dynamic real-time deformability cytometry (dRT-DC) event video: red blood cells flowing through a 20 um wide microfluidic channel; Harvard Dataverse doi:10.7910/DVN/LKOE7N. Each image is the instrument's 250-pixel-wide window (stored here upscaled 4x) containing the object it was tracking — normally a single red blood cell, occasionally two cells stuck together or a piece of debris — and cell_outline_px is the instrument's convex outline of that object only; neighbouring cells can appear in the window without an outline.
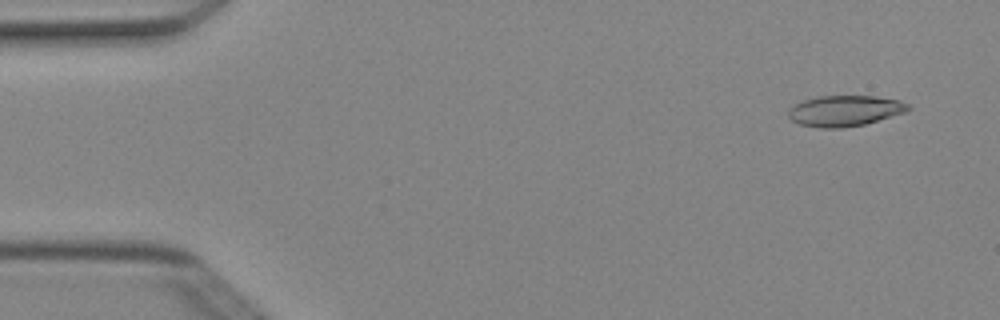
{"species": "Egyptian fruit bat (a non-hibernating species)", "species_latin": "Rousettus aegyptiacus", "temperature_condition": "cold", "stored_images_in_passage": 4, "camera_frame_rate_fps": 3000, "um_per_image_px": 0.085, "animal": {"sex": "female"}, "frame": {"image": 1, "passage_image": 1, "time_ms": 0.0, "image_size_px": [1000, 320], "cell_outline_px": [[912, 108], [904, 112], [864, 124], [840, 128], [820, 128], [800, 124], [792, 120], [788, 116], [788, 108], [804, 100], [820, 96], [876, 96], [900, 100], [908, 104]], "centroid_in_image_um": [71.8, 9.41], "position_along_channel_um": 13.2, "area_um2": 21.33}}
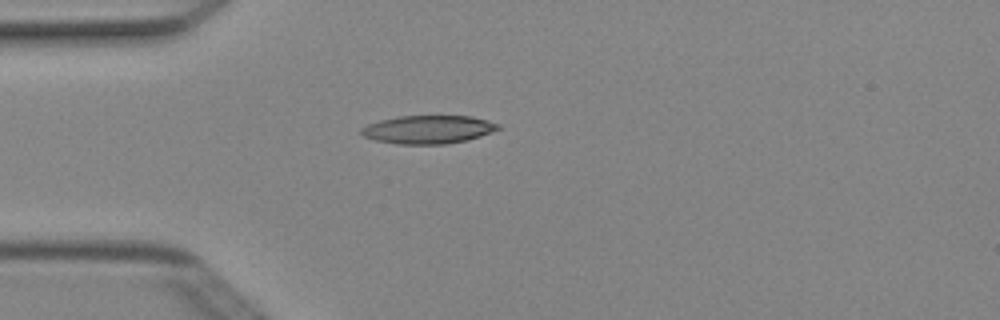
{"frame": {"image": 2, "passage_image": 4, "time_ms": 1.0, "image_size_px": [1000, 320], "cell_outline_px": [[500, 128], [492, 132], [468, 140], [444, 144], [396, 144], [376, 140], [364, 136], [360, 132], [360, 128], [368, 124], [380, 120], [400, 116], [472, 116], [488, 120], [500, 124]], "centroid_in_image_um": [36.41, 11.0], "position_along_channel_um": 48.6, "area_um2": 22.54}}